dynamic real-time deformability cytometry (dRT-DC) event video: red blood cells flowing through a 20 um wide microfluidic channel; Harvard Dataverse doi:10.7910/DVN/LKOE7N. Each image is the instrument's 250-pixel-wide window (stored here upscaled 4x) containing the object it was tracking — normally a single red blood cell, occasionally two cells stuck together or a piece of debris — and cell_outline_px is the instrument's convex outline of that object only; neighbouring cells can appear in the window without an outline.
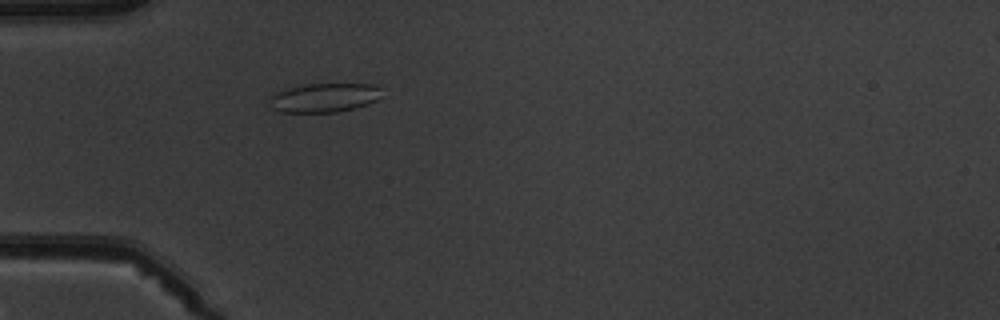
{"species": "common noctule bat (a hibernating species)", "species_latin": "Nyctalus noctula", "temperature_condition": "warm", "stored_images_in_passage": 2, "camera_frame_rate_fps": 3000, "um_per_image_px": 0.085, "animal": {"sex": "male", "body_mass_g": 19.5, "forearm_length_mm": 54.6}, "frame": {"image": 1, "passage_image": 2, "time_ms": 1.0, "image_size_px": [1000, 320], "cell_outline_px": [[380, 96], [376, 100], [356, 108], [336, 112], [280, 112], [272, 108], [268, 100], [272, 96], [280, 92], [292, 88], [308, 84], [376, 84], [380, 88]], "centroid_in_image_um": [27.59, 8.31], "position_along_channel_um": 57.4, "area_um2": 18.67}}